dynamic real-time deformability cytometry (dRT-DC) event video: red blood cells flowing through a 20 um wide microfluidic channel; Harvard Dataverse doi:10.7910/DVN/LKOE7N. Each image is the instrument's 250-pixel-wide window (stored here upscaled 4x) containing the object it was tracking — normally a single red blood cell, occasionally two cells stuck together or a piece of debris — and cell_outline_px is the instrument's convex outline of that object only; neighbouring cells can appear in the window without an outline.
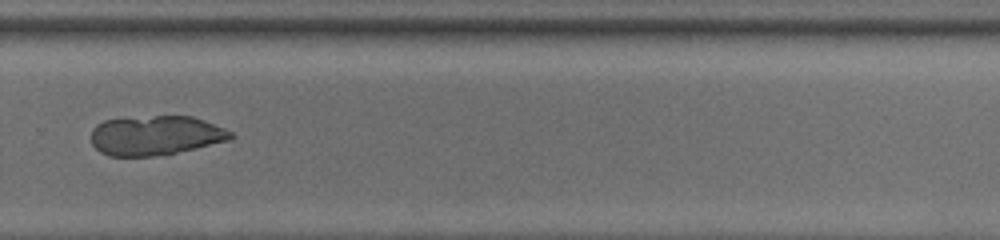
{"species": "common noctule bat (a hibernating species)", "species_latin": "Nyctalus noctula", "temperature_condition": "room temperature", "stored_images_in_passage": 35, "camera_frame_rate_fps": 3000, "um_per_image_px": 0.085, "animal": {"sex": "male", "body_mass_g": 13.0, "forearm_length_mm": 53.1}, "frame": {"image": 1, "passage_image": 21, "time_ms": 6.667, "image_size_px": [1000, 240], "cell_outline_px": [[236, 136], [228, 140], [196, 148], [176, 152], [152, 156], [108, 156], [100, 152], [92, 144], [92, 128], [96, 124], [104, 120], [156, 116], [192, 116], [204, 120], [224, 128], [232, 132]], "centroid_in_image_um": [13.22, 11.51], "position_along_channel_um": 316.6, "area_um2": 31.96}}